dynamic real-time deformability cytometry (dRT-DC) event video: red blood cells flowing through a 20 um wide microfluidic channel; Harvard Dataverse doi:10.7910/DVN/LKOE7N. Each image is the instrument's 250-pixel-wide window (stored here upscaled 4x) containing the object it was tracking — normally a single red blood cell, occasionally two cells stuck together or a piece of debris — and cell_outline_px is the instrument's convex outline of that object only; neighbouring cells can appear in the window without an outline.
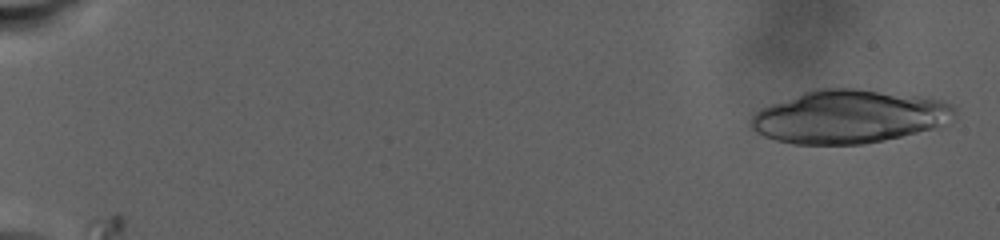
{"species": "human", "species_latin": "Homo sapiens", "temperature_condition": "warm", "stored_images_in_passage": 71, "camera_frame_rate_fps": 3000, "um_per_image_px": 0.085, "donor": {"sex": "male"}, "frame": {"image": 1, "passage_image": 2, "time_ms": 0.333, "image_size_px": [1000, 240], "cell_outline_px": [[956, 116], [932, 128], [884, 140], [864, 144], [792, 144], [776, 140], [764, 136], [756, 132], [752, 128], [752, 116], [756, 112], [772, 104], [804, 92], [816, 88], [856, 88], [920, 96], [944, 100], [952, 104], [956, 108]], "centroid_in_image_um": [72.19, 9.9], "position_along_channel_um": 12.8, "area_um2": 62.77}}
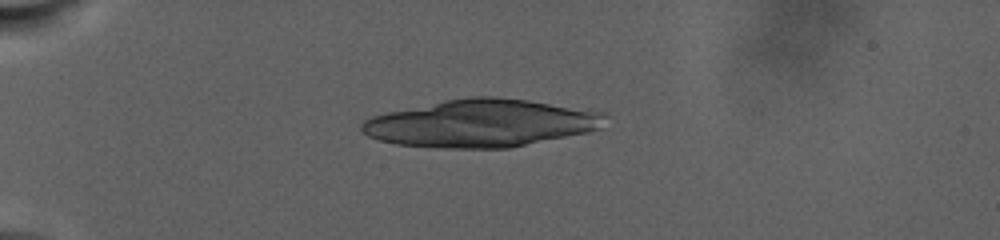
{"frame": {"image": 2, "passage_image": 20, "time_ms": 7.667, "image_size_px": [1000, 240], "cell_outline_px": [[608, 112], [600, 128], [588, 132], [508, 148], [444, 148], [396, 144], [380, 140], [368, 136], [360, 128], [360, 124], [364, 120], [372, 116], [388, 112], [444, 100], [472, 96], [496, 96], [528, 100]], "centroid_in_image_um": [40.91, 10.47], "position_along_channel_um": 44.1, "area_um2": 67.39}}